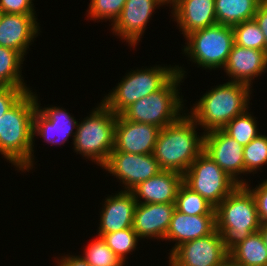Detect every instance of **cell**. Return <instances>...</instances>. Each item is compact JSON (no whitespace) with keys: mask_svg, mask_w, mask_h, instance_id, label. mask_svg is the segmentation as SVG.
I'll use <instances>...</instances> for the list:
<instances>
[{"mask_svg":"<svg viewBox=\"0 0 267 266\" xmlns=\"http://www.w3.org/2000/svg\"><path fill=\"white\" fill-rule=\"evenodd\" d=\"M198 124L186 113L160 129L153 156L161 170L184 174L204 150V133L198 135Z\"/></svg>","mask_w":267,"mask_h":266,"instance_id":"cell-2","label":"cell"},{"mask_svg":"<svg viewBox=\"0 0 267 266\" xmlns=\"http://www.w3.org/2000/svg\"><path fill=\"white\" fill-rule=\"evenodd\" d=\"M175 203H137L132 228L140 239L164 240Z\"/></svg>","mask_w":267,"mask_h":266,"instance_id":"cell-18","label":"cell"},{"mask_svg":"<svg viewBox=\"0 0 267 266\" xmlns=\"http://www.w3.org/2000/svg\"><path fill=\"white\" fill-rule=\"evenodd\" d=\"M259 231H260L261 235L263 236L265 246L267 247V222L262 223L260 225Z\"/></svg>","mask_w":267,"mask_h":266,"instance_id":"cell-38","label":"cell"},{"mask_svg":"<svg viewBox=\"0 0 267 266\" xmlns=\"http://www.w3.org/2000/svg\"><path fill=\"white\" fill-rule=\"evenodd\" d=\"M61 257V258H60ZM53 257L55 258L56 266H90L81 255L66 254V256Z\"/></svg>","mask_w":267,"mask_h":266,"instance_id":"cell-36","label":"cell"},{"mask_svg":"<svg viewBox=\"0 0 267 266\" xmlns=\"http://www.w3.org/2000/svg\"><path fill=\"white\" fill-rule=\"evenodd\" d=\"M183 174L160 171L157 175L140 182L130 190L137 203H175Z\"/></svg>","mask_w":267,"mask_h":266,"instance_id":"cell-20","label":"cell"},{"mask_svg":"<svg viewBox=\"0 0 267 266\" xmlns=\"http://www.w3.org/2000/svg\"><path fill=\"white\" fill-rule=\"evenodd\" d=\"M106 245L126 264V256L137 248L140 240L133 228H125L113 233L101 236Z\"/></svg>","mask_w":267,"mask_h":266,"instance_id":"cell-29","label":"cell"},{"mask_svg":"<svg viewBox=\"0 0 267 266\" xmlns=\"http://www.w3.org/2000/svg\"><path fill=\"white\" fill-rule=\"evenodd\" d=\"M38 107L33 116L32 169L34 168L35 136H41L50 145H63L72 135L74 140L78 122L66 109L57 106ZM75 130V131H74Z\"/></svg>","mask_w":267,"mask_h":266,"instance_id":"cell-11","label":"cell"},{"mask_svg":"<svg viewBox=\"0 0 267 266\" xmlns=\"http://www.w3.org/2000/svg\"><path fill=\"white\" fill-rule=\"evenodd\" d=\"M165 65L131 69L101 101L120 115L132 103L160 90L177 73L176 64L174 67Z\"/></svg>","mask_w":267,"mask_h":266,"instance_id":"cell-7","label":"cell"},{"mask_svg":"<svg viewBox=\"0 0 267 266\" xmlns=\"http://www.w3.org/2000/svg\"><path fill=\"white\" fill-rule=\"evenodd\" d=\"M262 0H215L217 24L234 26L254 19Z\"/></svg>","mask_w":267,"mask_h":266,"instance_id":"cell-23","label":"cell"},{"mask_svg":"<svg viewBox=\"0 0 267 266\" xmlns=\"http://www.w3.org/2000/svg\"><path fill=\"white\" fill-rule=\"evenodd\" d=\"M35 15L4 13L0 20V46L27 55L29 46L40 35Z\"/></svg>","mask_w":267,"mask_h":266,"instance_id":"cell-16","label":"cell"},{"mask_svg":"<svg viewBox=\"0 0 267 266\" xmlns=\"http://www.w3.org/2000/svg\"><path fill=\"white\" fill-rule=\"evenodd\" d=\"M221 266H241L235 263L230 257Z\"/></svg>","mask_w":267,"mask_h":266,"instance_id":"cell-40","label":"cell"},{"mask_svg":"<svg viewBox=\"0 0 267 266\" xmlns=\"http://www.w3.org/2000/svg\"><path fill=\"white\" fill-rule=\"evenodd\" d=\"M34 0H0L3 13L36 15Z\"/></svg>","mask_w":267,"mask_h":266,"instance_id":"cell-35","label":"cell"},{"mask_svg":"<svg viewBox=\"0 0 267 266\" xmlns=\"http://www.w3.org/2000/svg\"><path fill=\"white\" fill-rule=\"evenodd\" d=\"M3 14H4V13H3L2 10L0 9V20H1Z\"/></svg>","mask_w":267,"mask_h":266,"instance_id":"cell-41","label":"cell"},{"mask_svg":"<svg viewBox=\"0 0 267 266\" xmlns=\"http://www.w3.org/2000/svg\"><path fill=\"white\" fill-rule=\"evenodd\" d=\"M216 230L228 252L252 233L258 232L261 222L251 192L244 186H237L215 207Z\"/></svg>","mask_w":267,"mask_h":266,"instance_id":"cell-4","label":"cell"},{"mask_svg":"<svg viewBox=\"0 0 267 266\" xmlns=\"http://www.w3.org/2000/svg\"><path fill=\"white\" fill-rule=\"evenodd\" d=\"M251 87L236 82H226L208 89L188 115L204 130H222L228 122L245 113L250 107Z\"/></svg>","mask_w":267,"mask_h":266,"instance_id":"cell-3","label":"cell"},{"mask_svg":"<svg viewBox=\"0 0 267 266\" xmlns=\"http://www.w3.org/2000/svg\"><path fill=\"white\" fill-rule=\"evenodd\" d=\"M104 200L100 212L98 235L113 233L125 228H132L137 202L130 191L112 193Z\"/></svg>","mask_w":267,"mask_h":266,"instance_id":"cell-19","label":"cell"},{"mask_svg":"<svg viewBox=\"0 0 267 266\" xmlns=\"http://www.w3.org/2000/svg\"><path fill=\"white\" fill-rule=\"evenodd\" d=\"M182 48L188 60L203 69H223L232 50L234 32L232 26L216 24L191 32Z\"/></svg>","mask_w":267,"mask_h":266,"instance_id":"cell-8","label":"cell"},{"mask_svg":"<svg viewBox=\"0 0 267 266\" xmlns=\"http://www.w3.org/2000/svg\"><path fill=\"white\" fill-rule=\"evenodd\" d=\"M229 257L241 266H267V247L260 231L235 246Z\"/></svg>","mask_w":267,"mask_h":266,"instance_id":"cell-24","label":"cell"},{"mask_svg":"<svg viewBox=\"0 0 267 266\" xmlns=\"http://www.w3.org/2000/svg\"><path fill=\"white\" fill-rule=\"evenodd\" d=\"M83 258L90 266H124L125 263L98 236L86 246Z\"/></svg>","mask_w":267,"mask_h":266,"instance_id":"cell-30","label":"cell"},{"mask_svg":"<svg viewBox=\"0 0 267 266\" xmlns=\"http://www.w3.org/2000/svg\"><path fill=\"white\" fill-rule=\"evenodd\" d=\"M176 66L177 73L160 90L132 103L121 115L128 121L151 124L162 129L186 113L185 101L179 92L186 71L184 67Z\"/></svg>","mask_w":267,"mask_h":266,"instance_id":"cell-5","label":"cell"},{"mask_svg":"<svg viewBox=\"0 0 267 266\" xmlns=\"http://www.w3.org/2000/svg\"><path fill=\"white\" fill-rule=\"evenodd\" d=\"M159 1L163 4V6L164 5H167L168 6V4H169V7L172 6V8H173L177 4V2L179 0H159Z\"/></svg>","mask_w":267,"mask_h":266,"instance_id":"cell-39","label":"cell"},{"mask_svg":"<svg viewBox=\"0 0 267 266\" xmlns=\"http://www.w3.org/2000/svg\"><path fill=\"white\" fill-rule=\"evenodd\" d=\"M32 88H15L0 86V121L2 116L9 111Z\"/></svg>","mask_w":267,"mask_h":266,"instance_id":"cell-33","label":"cell"},{"mask_svg":"<svg viewBox=\"0 0 267 266\" xmlns=\"http://www.w3.org/2000/svg\"><path fill=\"white\" fill-rule=\"evenodd\" d=\"M249 182L244 185L253 195L256 207H257V214L259 217V221L262 223L267 222V179H264L263 182L256 187H250L248 184ZM252 188V189H251Z\"/></svg>","mask_w":267,"mask_h":266,"instance_id":"cell-34","label":"cell"},{"mask_svg":"<svg viewBox=\"0 0 267 266\" xmlns=\"http://www.w3.org/2000/svg\"><path fill=\"white\" fill-rule=\"evenodd\" d=\"M175 209L187 215H215V207L184 183L178 189Z\"/></svg>","mask_w":267,"mask_h":266,"instance_id":"cell-26","label":"cell"},{"mask_svg":"<svg viewBox=\"0 0 267 266\" xmlns=\"http://www.w3.org/2000/svg\"><path fill=\"white\" fill-rule=\"evenodd\" d=\"M162 6L159 0H127L110 30L130 47L136 48L153 12Z\"/></svg>","mask_w":267,"mask_h":266,"instance_id":"cell-14","label":"cell"},{"mask_svg":"<svg viewBox=\"0 0 267 266\" xmlns=\"http://www.w3.org/2000/svg\"><path fill=\"white\" fill-rule=\"evenodd\" d=\"M215 230V215L192 216L175 209L164 240L176 242L170 254L180 244L208 236Z\"/></svg>","mask_w":267,"mask_h":266,"instance_id":"cell-22","label":"cell"},{"mask_svg":"<svg viewBox=\"0 0 267 266\" xmlns=\"http://www.w3.org/2000/svg\"><path fill=\"white\" fill-rule=\"evenodd\" d=\"M236 45L266 51V41L255 19L246 20L232 26Z\"/></svg>","mask_w":267,"mask_h":266,"instance_id":"cell-28","label":"cell"},{"mask_svg":"<svg viewBox=\"0 0 267 266\" xmlns=\"http://www.w3.org/2000/svg\"><path fill=\"white\" fill-rule=\"evenodd\" d=\"M158 126L126 120L117 115L112 152L153 154L160 132Z\"/></svg>","mask_w":267,"mask_h":266,"instance_id":"cell-15","label":"cell"},{"mask_svg":"<svg viewBox=\"0 0 267 266\" xmlns=\"http://www.w3.org/2000/svg\"><path fill=\"white\" fill-rule=\"evenodd\" d=\"M168 258L169 266H221L229 258V252L215 230L208 236L180 244Z\"/></svg>","mask_w":267,"mask_h":266,"instance_id":"cell-10","label":"cell"},{"mask_svg":"<svg viewBox=\"0 0 267 266\" xmlns=\"http://www.w3.org/2000/svg\"><path fill=\"white\" fill-rule=\"evenodd\" d=\"M267 164V136L259 134L248 145L244 146V166L245 175L261 172L264 165Z\"/></svg>","mask_w":267,"mask_h":266,"instance_id":"cell-31","label":"cell"},{"mask_svg":"<svg viewBox=\"0 0 267 266\" xmlns=\"http://www.w3.org/2000/svg\"><path fill=\"white\" fill-rule=\"evenodd\" d=\"M24 60L20 52L0 46V86L29 88L22 76Z\"/></svg>","mask_w":267,"mask_h":266,"instance_id":"cell-25","label":"cell"},{"mask_svg":"<svg viewBox=\"0 0 267 266\" xmlns=\"http://www.w3.org/2000/svg\"><path fill=\"white\" fill-rule=\"evenodd\" d=\"M171 9V17L184 38L193 31L217 24L215 0H179Z\"/></svg>","mask_w":267,"mask_h":266,"instance_id":"cell-21","label":"cell"},{"mask_svg":"<svg viewBox=\"0 0 267 266\" xmlns=\"http://www.w3.org/2000/svg\"><path fill=\"white\" fill-rule=\"evenodd\" d=\"M183 183L214 207L239 186L204 151L183 174Z\"/></svg>","mask_w":267,"mask_h":266,"instance_id":"cell-9","label":"cell"},{"mask_svg":"<svg viewBox=\"0 0 267 266\" xmlns=\"http://www.w3.org/2000/svg\"><path fill=\"white\" fill-rule=\"evenodd\" d=\"M117 115L102 101L90 114L78 122L73 140L76 154L96 163L101 168L114 149Z\"/></svg>","mask_w":267,"mask_h":266,"instance_id":"cell-6","label":"cell"},{"mask_svg":"<svg viewBox=\"0 0 267 266\" xmlns=\"http://www.w3.org/2000/svg\"><path fill=\"white\" fill-rule=\"evenodd\" d=\"M236 116L222 129L228 136L235 139L239 144L248 145L254 138L261 134L258 130L256 117L249 112Z\"/></svg>","mask_w":267,"mask_h":266,"instance_id":"cell-27","label":"cell"},{"mask_svg":"<svg viewBox=\"0 0 267 266\" xmlns=\"http://www.w3.org/2000/svg\"><path fill=\"white\" fill-rule=\"evenodd\" d=\"M254 19L257 22L259 28L262 30V33L264 34L267 51V4H265L264 2L260 3Z\"/></svg>","mask_w":267,"mask_h":266,"instance_id":"cell-37","label":"cell"},{"mask_svg":"<svg viewBox=\"0 0 267 266\" xmlns=\"http://www.w3.org/2000/svg\"><path fill=\"white\" fill-rule=\"evenodd\" d=\"M203 151L238 185L247 183L248 179L242 176H245L244 146L223 130H213L204 134Z\"/></svg>","mask_w":267,"mask_h":266,"instance_id":"cell-13","label":"cell"},{"mask_svg":"<svg viewBox=\"0 0 267 266\" xmlns=\"http://www.w3.org/2000/svg\"><path fill=\"white\" fill-rule=\"evenodd\" d=\"M127 0H91L86 10L88 19L105 22L111 20L113 24L119 17ZM107 19V20H106Z\"/></svg>","mask_w":267,"mask_h":266,"instance_id":"cell-32","label":"cell"},{"mask_svg":"<svg viewBox=\"0 0 267 266\" xmlns=\"http://www.w3.org/2000/svg\"><path fill=\"white\" fill-rule=\"evenodd\" d=\"M38 94L28 91L0 121V154L18 171L32 170L33 116Z\"/></svg>","mask_w":267,"mask_h":266,"instance_id":"cell-1","label":"cell"},{"mask_svg":"<svg viewBox=\"0 0 267 266\" xmlns=\"http://www.w3.org/2000/svg\"><path fill=\"white\" fill-rule=\"evenodd\" d=\"M223 70L226 76L231 77L228 81L252 88L253 80L267 72V51L234 44Z\"/></svg>","mask_w":267,"mask_h":266,"instance_id":"cell-17","label":"cell"},{"mask_svg":"<svg viewBox=\"0 0 267 266\" xmlns=\"http://www.w3.org/2000/svg\"><path fill=\"white\" fill-rule=\"evenodd\" d=\"M102 169L115 176L124 185L121 191H130L140 182L162 171L153 154L111 152Z\"/></svg>","mask_w":267,"mask_h":266,"instance_id":"cell-12","label":"cell"}]
</instances>
